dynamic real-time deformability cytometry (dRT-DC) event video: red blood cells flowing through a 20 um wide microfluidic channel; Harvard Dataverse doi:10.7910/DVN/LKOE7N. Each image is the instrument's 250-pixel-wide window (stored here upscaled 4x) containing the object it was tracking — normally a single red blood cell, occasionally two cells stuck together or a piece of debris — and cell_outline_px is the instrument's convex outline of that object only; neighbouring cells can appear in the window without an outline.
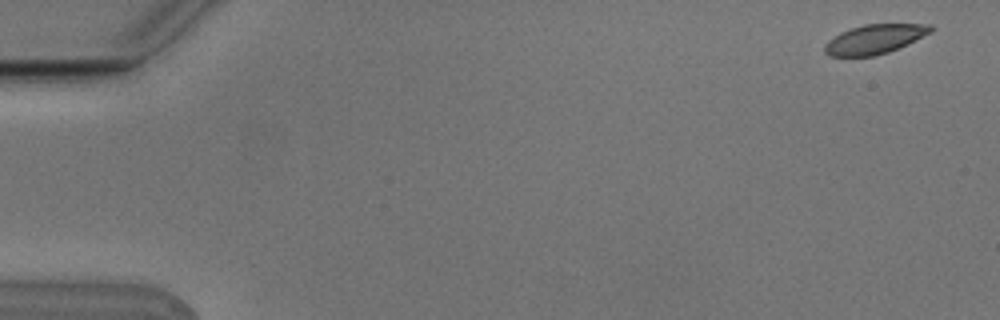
{"species": "Egyptian fruit bat (a non-hibernating species)", "species_latin": "Rousettus aegyptiacus", "temperature_condition": "cold", "stored_images_in_passage": 5, "camera_frame_rate_fps": 3000, "um_per_image_px": 0.085, "animal": {"sex": "male"}, "frame": {"image": 1, "passage_image": 1, "time_ms": 0.0, "image_size_px": [1000, 320], "cell_outline_px": [[936, 28], [932, 32], [888, 52], [872, 56], [828, 56], [824, 52], [824, 44], [828, 40], [840, 32], [864, 24], [932, 24]], "centroid_in_image_um": [74.33, 3.32], "position_along_channel_um": 10.7, "area_um2": 18.09}}
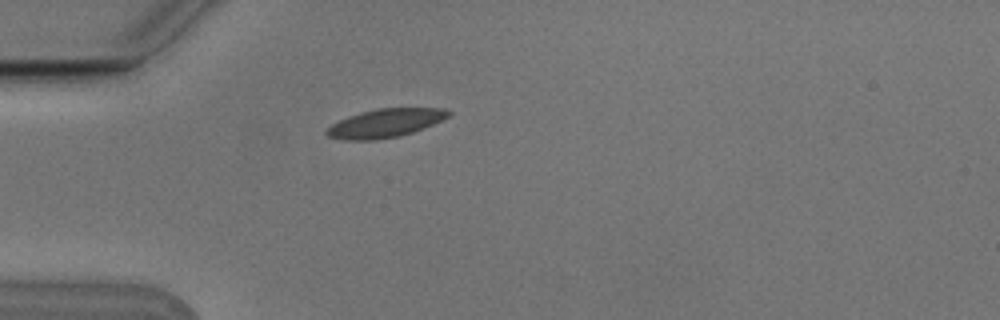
{"frame": {"image": 2, "passage_image": 5, "time_ms": 1.333, "image_size_px": [1000, 320], "cell_outline_px": [[452, 112], [448, 116], [432, 124], [412, 132], [400, 136], [372, 140], [344, 140], [328, 136], [324, 132], [332, 124], [348, 116], [360, 112], [376, 108], [444, 108]], "centroid_in_image_um": [32.71, 10.46], "position_along_channel_um": 52.3, "area_um2": 20.06}}